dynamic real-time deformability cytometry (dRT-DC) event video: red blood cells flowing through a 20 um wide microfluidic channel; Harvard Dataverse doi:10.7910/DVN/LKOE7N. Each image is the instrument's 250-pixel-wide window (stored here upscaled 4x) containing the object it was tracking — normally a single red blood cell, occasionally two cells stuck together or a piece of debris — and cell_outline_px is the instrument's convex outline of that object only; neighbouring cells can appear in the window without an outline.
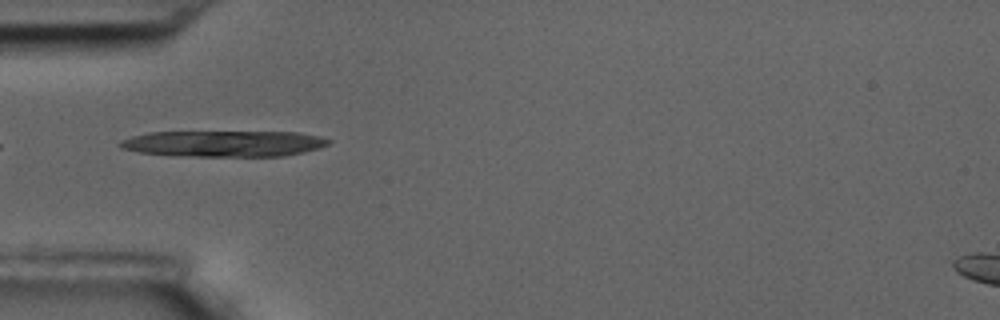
{"species": "common noctule bat (a hibernating species)", "species_latin": "Nyctalus noctula", "temperature_condition": "room temperature", "stored_images_in_passage": 8, "camera_frame_rate_fps": 3000, "um_per_image_px": 0.085, "animal": {"sex": "male", "body_mass_g": 17.5, "forearm_length_mm": 52.3}, "frame": {"image": 1, "passage_image": 6, "time_ms": 1.667, "image_size_px": [1000, 320], "cell_outline_px": [[332, 140], [328, 144], [320, 148], [304, 152], [284, 156], [192, 156], [140, 152], [120, 148], [116, 144], [120, 140], [132, 136], [148, 132], [300, 132], [320, 136]], "centroid_in_image_um": [19.05, 12.2], "position_along_channel_um": 66.0, "area_um2": 31.73}}